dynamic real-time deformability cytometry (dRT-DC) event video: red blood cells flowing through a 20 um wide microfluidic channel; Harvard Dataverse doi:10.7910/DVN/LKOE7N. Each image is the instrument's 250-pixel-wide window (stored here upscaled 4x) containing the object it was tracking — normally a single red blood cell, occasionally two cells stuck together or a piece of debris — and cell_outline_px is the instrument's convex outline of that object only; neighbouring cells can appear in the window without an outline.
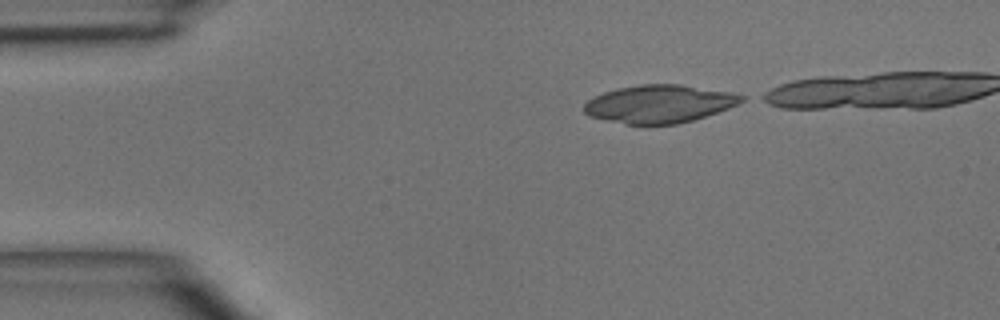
{"species": "common noctule bat (a hibernating species)", "species_latin": "Nyctalus noctula", "temperature_condition": "room temperature", "stored_images_in_passage": 3, "camera_frame_rate_fps": 3000, "um_per_image_px": 0.085, "animal": {"sex": "male", "body_mass_g": 15.6}, "frame": {"image": 1, "passage_image": 1, "time_ms": 0.0, "image_size_px": [1000, 320], "cell_outline_px": [[744, 100], [728, 108], [692, 120], [676, 124], [624, 124], [592, 116], [584, 112], [584, 104], [588, 100], [604, 92], [616, 88], [640, 84], [680, 84], [728, 92], [744, 96]], "centroid_in_image_um": [56.01, 8.82], "position_along_channel_um": 29.0, "area_um2": 34.28}}